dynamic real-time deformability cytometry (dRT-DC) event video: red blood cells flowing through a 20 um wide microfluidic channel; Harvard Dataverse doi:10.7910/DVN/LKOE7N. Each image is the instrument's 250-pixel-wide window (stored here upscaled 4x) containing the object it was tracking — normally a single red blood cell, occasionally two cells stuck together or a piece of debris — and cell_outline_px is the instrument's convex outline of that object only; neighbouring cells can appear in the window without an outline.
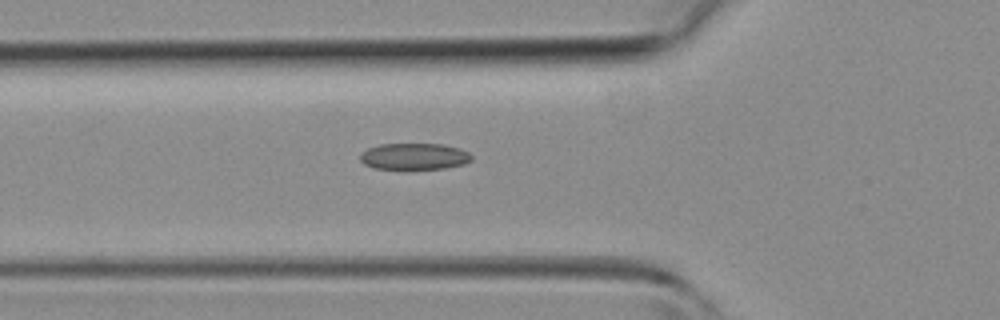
{"species": "common noctule bat (a hibernating species)", "species_latin": "Nyctalus noctula", "temperature_condition": "room temperature", "stored_images_in_passage": 31, "camera_frame_rate_fps": 3000, "um_per_image_px": 0.085, "animal": {"sex": "female", "body_mass_g": 19.3, "forearm_length_mm": 54.1}, "frame": {"image": 1, "passage_image": 3, "time_ms": 0.667, "image_size_px": [1000, 320], "cell_outline_px": [[472, 160], [464, 164], [444, 168], [376, 168], [364, 164], [360, 160], [360, 152], [368, 148], [380, 144], [444, 144], [460, 148], [468, 152], [472, 156]], "centroid_in_image_um": [35.22, 13.27], "position_along_channel_um": 90.6, "area_um2": 17.05}}
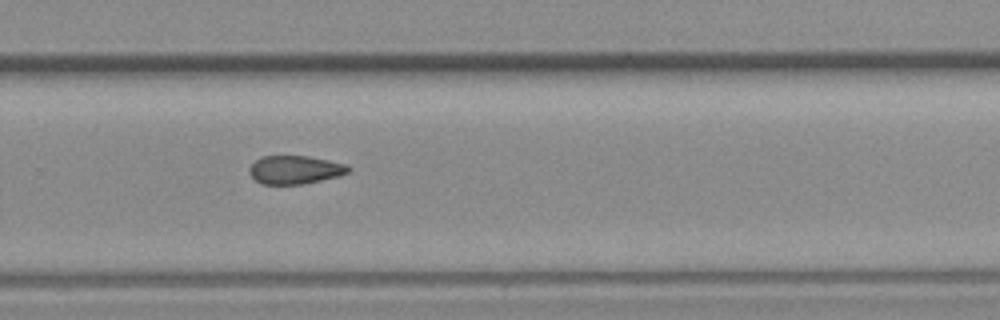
{"frame": {"image": 2, "passage_image": 16, "time_ms": 5.0, "image_size_px": [1000, 320], "cell_outline_px": [[352, 168], [348, 172], [340, 176], [304, 184], [260, 184], [248, 172], [248, 168], [256, 160], [264, 156], [308, 156], [328, 160], [344, 164]], "centroid_in_image_um": [25.07, 14.44], "position_along_channel_um": 304.7, "area_um2": 16.36}}
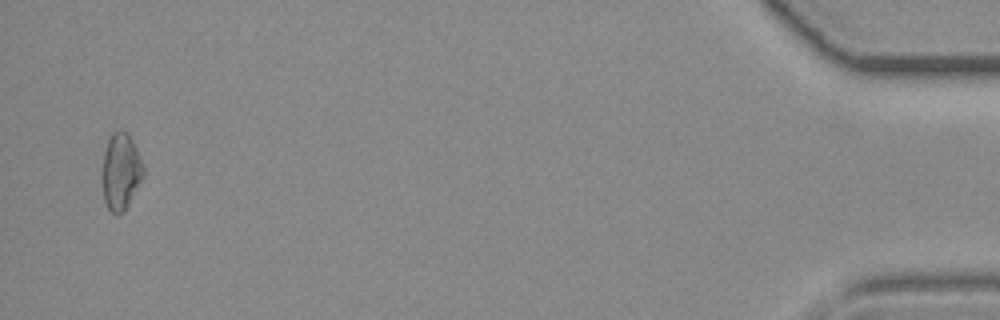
{"frame": {"image": 3, "passage_image": 29, "time_ms": 9.333, "image_size_px": [1000, 320], "cell_outline_px": [[144, 176], [124, 212], [112, 212], [108, 208], [104, 200], [100, 180], [100, 172], [104, 152], [108, 140], [112, 132], [120, 128], [128, 132], [144, 164]], "centroid_in_image_um": [10.24, 14.54], "position_along_channel_um": 425.0, "area_um2": 18.9}}